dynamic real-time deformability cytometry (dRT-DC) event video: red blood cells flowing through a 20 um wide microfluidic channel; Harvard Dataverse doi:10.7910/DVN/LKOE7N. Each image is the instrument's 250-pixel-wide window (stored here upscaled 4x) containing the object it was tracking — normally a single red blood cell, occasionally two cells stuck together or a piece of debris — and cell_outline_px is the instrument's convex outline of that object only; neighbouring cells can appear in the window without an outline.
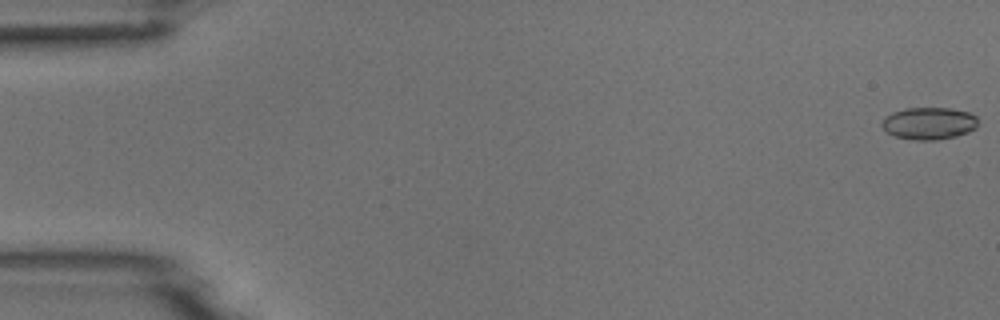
{"species": "common noctule bat (a hibernating species)", "species_latin": "Nyctalus noctula", "temperature_condition": "room temperature", "stored_images_in_passage": 4, "camera_frame_rate_fps": 3000, "um_per_image_px": 0.085, "animal": {"sex": "male", "body_mass_g": 18.8}, "frame": {"image": 1, "passage_image": 1, "time_ms": 0.0, "image_size_px": [1000, 320], "cell_outline_px": [[976, 128], [968, 132], [956, 136], [936, 140], [912, 140], [896, 136], [888, 132], [880, 124], [884, 116], [892, 112], [904, 108], [948, 108], [968, 112], [976, 116]], "centroid_in_image_um": [78.93, 10.48], "position_along_channel_um": 6.1, "area_um2": 18.03}}